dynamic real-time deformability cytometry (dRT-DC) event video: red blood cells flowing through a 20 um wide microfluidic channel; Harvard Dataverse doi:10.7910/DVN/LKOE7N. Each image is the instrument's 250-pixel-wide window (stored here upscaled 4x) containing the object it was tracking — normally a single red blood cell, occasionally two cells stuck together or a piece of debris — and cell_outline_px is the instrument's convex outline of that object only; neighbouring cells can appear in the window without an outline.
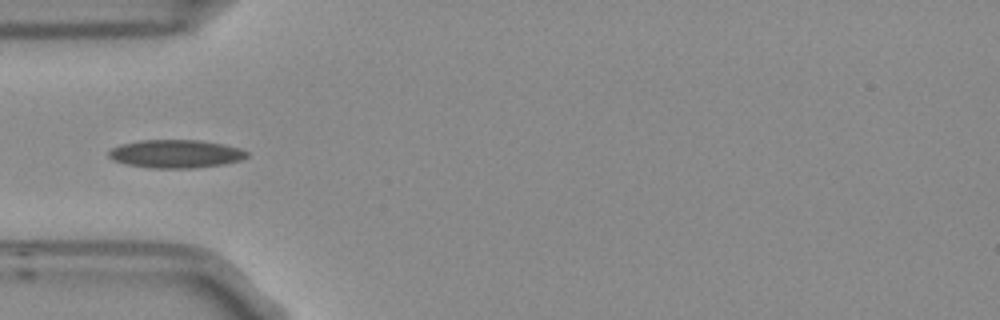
{"species": "Egyptian fruit bat (a non-hibernating species)", "species_latin": "Rousettus aegyptiacus", "temperature_condition": "room temperature", "stored_images_in_passage": 7, "camera_frame_rate_fps": 3000, "um_per_image_px": 0.085, "frame": {"image": 1, "passage_image": 4, "time_ms": 1.0, "image_size_px": [1000, 320], "cell_outline_px": [[248, 156], [240, 160], [224, 164], [192, 168], [152, 168], [124, 164], [112, 160], [108, 156], [108, 152], [112, 148], [120, 144], [140, 140], [200, 140], [224, 144], [240, 148], [248, 152]], "centroid_in_image_um": [14.92, 13.07], "position_along_channel_um": 70.1, "area_um2": 22.83}}
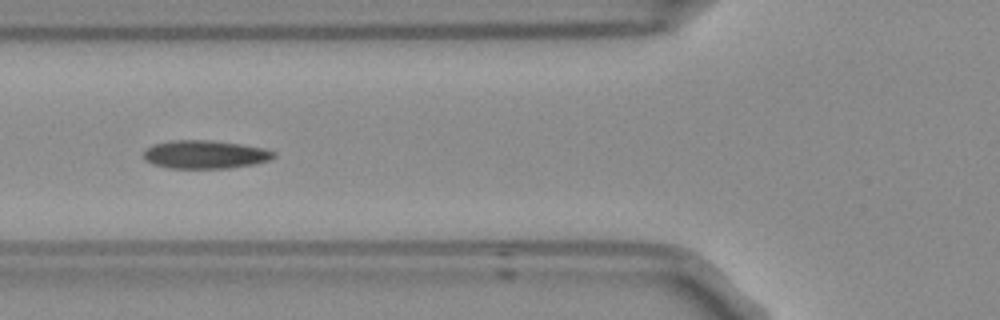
{"frame": {"image": 2, "passage_image": 5, "time_ms": 1.333, "image_size_px": [1000, 320], "cell_outline_px": [[276, 156], [268, 160], [252, 164], [228, 168], [168, 168], [152, 164], [144, 160], [144, 148], [152, 144], [176, 140], [212, 140], [240, 144], [264, 148], [276, 152]], "centroid_in_image_um": [17.39, 13.12], "position_along_channel_um": 108.4, "area_um2": 21.5}}